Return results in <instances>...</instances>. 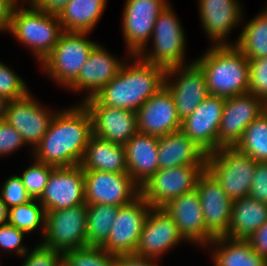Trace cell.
Returning <instances> with one entry per match:
<instances>
[{
	"label": "cell",
	"mask_w": 267,
	"mask_h": 266,
	"mask_svg": "<svg viewBox=\"0 0 267 266\" xmlns=\"http://www.w3.org/2000/svg\"><path fill=\"white\" fill-rule=\"evenodd\" d=\"M92 135L91 114L83 103L57 111L33 150L34 158L55 168L80 165Z\"/></svg>",
	"instance_id": "cell-1"
},
{
	"label": "cell",
	"mask_w": 267,
	"mask_h": 266,
	"mask_svg": "<svg viewBox=\"0 0 267 266\" xmlns=\"http://www.w3.org/2000/svg\"><path fill=\"white\" fill-rule=\"evenodd\" d=\"M131 65L123 61L118 74L95 96L101 105L136 112L151 96L164 86L166 70L130 55Z\"/></svg>",
	"instance_id": "cell-2"
},
{
	"label": "cell",
	"mask_w": 267,
	"mask_h": 266,
	"mask_svg": "<svg viewBox=\"0 0 267 266\" xmlns=\"http://www.w3.org/2000/svg\"><path fill=\"white\" fill-rule=\"evenodd\" d=\"M203 71L209 95L225 98L249 93V63L233 44L213 45L194 61Z\"/></svg>",
	"instance_id": "cell-3"
},
{
	"label": "cell",
	"mask_w": 267,
	"mask_h": 266,
	"mask_svg": "<svg viewBox=\"0 0 267 266\" xmlns=\"http://www.w3.org/2000/svg\"><path fill=\"white\" fill-rule=\"evenodd\" d=\"M14 7L9 32L21 43L30 47L42 63L58 43L64 32L57 15L41 10Z\"/></svg>",
	"instance_id": "cell-4"
},
{
	"label": "cell",
	"mask_w": 267,
	"mask_h": 266,
	"mask_svg": "<svg viewBox=\"0 0 267 266\" xmlns=\"http://www.w3.org/2000/svg\"><path fill=\"white\" fill-rule=\"evenodd\" d=\"M256 163L235 147H221L207 154L206 169L234 201L249 195Z\"/></svg>",
	"instance_id": "cell-5"
},
{
	"label": "cell",
	"mask_w": 267,
	"mask_h": 266,
	"mask_svg": "<svg viewBox=\"0 0 267 266\" xmlns=\"http://www.w3.org/2000/svg\"><path fill=\"white\" fill-rule=\"evenodd\" d=\"M87 34L89 32L64 31L51 53L41 63L48 76L66 88L76 80L82 66L97 45L86 37Z\"/></svg>",
	"instance_id": "cell-6"
},
{
	"label": "cell",
	"mask_w": 267,
	"mask_h": 266,
	"mask_svg": "<svg viewBox=\"0 0 267 266\" xmlns=\"http://www.w3.org/2000/svg\"><path fill=\"white\" fill-rule=\"evenodd\" d=\"M151 38L152 51L137 54L142 60L165 70L185 65V34L170 4L157 17Z\"/></svg>",
	"instance_id": "cell-7"
},
{
	"label": "cell",
	"mask_w": 267,
	"mask_h": 266,
	"mask_svg": "<svg viewBox=\"0 0 267 266\" xmlns=\"http://www.w3.org/2000/svg\"><path fill=\"white\" fill-rule=\"evenodd\" d=\"M87 204L46 211L41 245L61 254L87 246Z\"/></svg>",
	"instance_id": "cell-8"
},
{
	"label": "cell",
	"mask_w": 267,
	"mask_h": 266,
	"mask_svg": "<svg viewBox=\"0 0 267 266\" xmlns=\"http://www.w3.org/2000/svg\"><path fill=\"white\" fill-rule=\"evenodd\" d=\"M206 165H184L158 169L140 187V195L154 208H162L170 200L196 188V182Z\"/></svg>",
	"instance_id": "cell-9"
},
{
	"label": "cell",
	"mask_w": 267,
	"mask_h": 266,
	"mask_svg": "<svg viewBox=\"0 0 267 266\" xmlns=\"http://www.w3.org/2000/svg\"><path fill=\"white\" fill-rule=\"evenodd\" d=\"M168 5L167 0H126L122 29L130 55L147 52L157 17Z\"/></svg>",
	"instance_id": "cell-10"
},
{
	"label": "cell",
	"mask_w": 267,
	"mask_h": 266,
	"mask_svg": "<svg viewBox=\"0 0 267 266\" xmlns=\"http://www.w3.org/2000/svg\"><path fill=\"white\" fill-rule=\"evenodd\" d=\"M151 208L141 195L129 204L119 206L109 236L101 248L114 255L135 253Z\"/></svg>",
	"instance_id": "cell-11"
},
{
	"label": "cell",
	"mask_w": 267,
	"mask_h": 266,
	"mask_svg": "<svg viewBox=\"0 0 267 266\" xmlns=\"http://www.w3.org/2000/svg\"><path fill=\"white\" fill-rule=\"evenodd\" d=\"M85 203L123 206L140 195L128 173L84 170Z\"/></svg>",
	"instance_id": "cell-12"
},
{
	"label": "cell",
	"mask_w": 267,
	"mask_h": 266,
	"mask_svg": "<svg viewBox=\"0 0 267 266\" xmlns=\"http://www.w3.org/2000/svg\"><path fill=\"white\" fill-rule=\"evenodd\" d=\"M267 111V104L251 93L225 99L218 130V149L234 147L246 127Z\"/></svg>",
	"instance_id": "cell-13"
},
{
	"label": "cell",
	"mask_w": 267,
	"mask_h": 266,
	"mask_svg": "<svg viewBox=\"0 0 267 266\" xmlns=\"http://www.w3.org/2000/svg\"><path fill=\"white\" fill-rule=\"evenodd\" d=\"M190 63L167 69L165 74L164 85L174 99L177 115L181 121L190 116L209 96L203 71L195 62ZM176 75H178L177 81H170V78Z\"/></svg>",
	"instance_id": "cell-14"
},
{
	"label": "cell",
	"mask_w": 267,
	"mask_h": 266,
	"mask_svg": "<svg viewBox=\"0 0 267 266\" xmlns=\"http://www.w3.org/2000/svg\"><path fill=\"white\" fill-rule=\"evenodd\" d=\"M46 211L85 204L84 170L80 165L54 168L39 199Z\"/></svg>",
	"instance_id": "cell-15"
},
{
	"label": "cell",
	"mask_w": 267,
	"mask_h": 266,
	"mask_svg": "<svg viewBox=\"0 0 267 266\" xmlns=\"http://www.w3.org/2000/svg\"><path fill=\"white\" fill-rule=\"evenodd\" d=\"M195 189L199 195L206 230L214 238L227 236L233 201L207 169L198 177Z\"/></svg>",
	"instance_id": "cell-16"
},
{
	"label": "cell",
	"mask_w": 267,
	"mask_h": 266,
	"mask_svg": "<svg viewBox=\"0 0 267 266\" xmlns=\"http://www.w3.org/2000/svg\"><path fill=\"white\" fill-rule=\"evenodd\" d=\"M82 103L91 114L94 136L125 145L138 132L136 112L103 106L94 97Z\"/></svg>",
	"instance_id": "cell-17"
},
{
	"label": "cell",
	"mask_w": 267,
	"mask_h": 266,
	"mask_svg": "<svg viewBox=\"0 0 267 266\" xmlns=\"http://www.w3.org/2000/svg\"><path fill=\"white\" fill-rule=\"evenodd\" d=\"M225 99L209 95L190 116L181 121V130L207 154L218 150V130Z\"/></svg>",
	"instance_id": "cell-18"
},
{
	"label": "cell",
	"mask_w": 267,
	"mask_h": 266,
	"mask_svg": "<svg viewBox=\"0 0 267 266\" xmlns=\"http://www.w3.org/2000/svg\"><path fill=\"white\" fill-rule=\"evenodd\" d=\"M53 116L54 113L37 103L30 93L24 98L9 101L4 121L18 131L25 144H30L34 150L47 132Z\"/></svg>",
	"instance_id": "cell-19"
},
{
	"label": "cell",
	"mask_w": 267,
	"mask_h": 266,
	"mask_svg": "<svg viewBox=\"0 0 267 266\" xmlns=\"http://www.w3.org/2000/svg\"><path fill=\"white\" fill-rule=\"evenodd\" d=\"M139 133L162 137L181 129L174 99L164 85L137 111Z\"/></svg>",
	"instance_id": "cell-20"
},
{
	"label": "cell",
	"mask_w": 267,
	"mask_h": 266,
	"mask_svg": "<svg viewBox=\"0 0 267 266\" xmlns=\"http://www.w3.org/2000/svg\"><path fill=\"white\" fill-rule=\"evenodd\" d=\"M182 240L173 218L164 209L152 207L141 230L135 254L158 259Z\"/></svg>",
	"instance_id": "cell-21"
},
{
	"label": "cell",
	"mask_w": 267,
	"mask_h": 266,
	"mask_svg": "<svg viewBox=\"0 0 267 266\" xmlns=\"http://www.w3.org/2000/svg\"><path fill=\"white\" fill-rule=\"evenodd\" d=\"M162 209L173 218L184 240L200 244L202 247L214 240V237L206 230L196 189L170 200Z\"/></svg>",
	"instance_id": "cell-22"
},
{
	"label": "cell",
	"mask_w": 267,
	"mask_h": 266,
	"mask_svg": "<svg viewBox=\"0 0 267 266\" xmlns=\"http://www.w3.org/2000/svg\"><path fill=\"white\" fill-rule=\"evenodd\" d=\"M199 14L212 45H231L226 38L233 27L242 20L238 0H198Z\"/></svg>",
	"instance_id": "cell-23"
},
{
	"label": "cell",
	"mask_w": 267,
	"mask_h": 266,
	"mask_svg": "<svg viewBox=\"0 0 267 266\" xmlns=\"http://www.w3.org/2000/svg\"><path fill=\"white\" fill-rule=\"evenodd\" d=\"M124 63L96 45L82 66L76 80L68 87L71 90L89 91L85 99L95 96L119 72Z\"/></svg>",
	"instance_id": "cell-24"
},
{
	"label": "cell",
	"mask_w": 267,
	"mask_h": 266,
	"mask_svg": "<svg viewBox=\"0 0 267 266\" xmlns=\"http://www.w3.org/2000/svg\"><path fill=\"white\" fill-rule=\"evenodd\" d=\"M158 138L137 132L124 145L128 174L139 187L159 169Z\"/></svg>",
	"instance_id": "cell-25"
},
{
	"label": "cell",
	"mask_w": 267,
	"mask_h": 266,
	"mask_svg": "<svg viewBox=\"0 0 267 266\" xmlns=\"http://www.w3.org/2000/svg\"><path fill=\"white\" fill-rule=\"evenodd\" d=\"M207 153L180 129L158 138L159 169L206 165Z\"/></svg>",
	"instance_id": "cell-26"
},
{
	"label": "cell",
	"mask_w": 267,
	"mask_h": 266,
	"mask_svg": "<svg viewBox=\"0 0 267 266\" xmlns=\"http://www.w3.org/2000/svg\"><path fill=\"white\" fill-rule=\"evenodd\" d=\"M80 166L83 170L128 173L125 146L92 135Z\"/></svg>",
	"instance_id": "cell-27"
},
{
	"label": "cell",
	"mask_w": 267,
	"mask_h": 266,
	"mask_svg": "<svg viewBox=\"0 0 267 266\" xmlns=\"http://www.w3.org/2000/svg\"><path fill=\"white\" fill-rule=\"evenodd\" d=\"M267 221V204L249 196L234 200L227 237L248 239Z\"/></svg>",
	"instance_id": "cell-28"
},
{
	"label": "cell",
	"mask_w": 267,
	"mask_h": 266,
	"mask_svg": "<svg viewBox=\"0 0 267 266\" xmlns=\"http://www.w3.org/2000/svg\"><path fill=\"white\" fill-rule=\"evenodd\" d=\"M209 244L215 246L212 255L215 266H267V260L251 248L247 239L222 236Z\"/></svg>",
	"instance_id": "cell-29"
},
{
	"label": "cell",
	"mask_w": 267,
	"mask_h": 266,
	"mask_svg": "<svg viewBox=\"0 0 267 266\" xmlns=\"http://www.w3.org/2000/svg\"><path fill=\"white\" fill-rule=\"evenodd\" d=\"M107 0H70L58 15L65 32H91L106 8Z\"/></svg>",
	"instance_id": "cell-30"
},
{
	"label": "cell",
	"mask_w": 267,
	"mask_h": 266,
	"mask_svg": "<svg viewBox=\"0 0 267 266\" xmlns=\"http://www.w3.org/2000/svg\"><path fill=\"white\" fill-rule=\"evenodd\" d=\"M234 44L247 59L267 57V16L261 12L245 24Z\"/></svg>",
	"instance_id": "cell-31"
},
{
	"label": "cell",
	"mask_w": 267,
	"mask_h": 266,
	"mask_svg": "<svg viewBox=\"0 0 267 266\" xmlns=\"http://www.w3.org/2000/svg\"><path fill=\"white\" fill-rule=\"evenodd\" d=\"M119 207L87 204V246H102L111 231Z\"/></svg>",
	"instance_id": "cell-32"
},
{
	"label": "cell",
	"mask_w": 267,
	"mask_h": 266,
	"mask_svg": "<svg viewBox=\"0 0 267 266\" xmlns=\"http://www.w3.org/2000/svg\"><path fill=\"white\" fill-rule=\"evenodd\" d=\"M234 147L257 162H267V111L246 127Z\"/></svg>",
	"instance_id": "cell-33"
},
{
	"label": "cell",
	"mask_w": 267,
	"mask_h": 266,
	"mask_svg": "<svg viewBox=\"0 0 267 266\" xmlns=\"http://www.w3.org/2000/svg\"><path fill=\"white\" fill-rule=\"evenodd\" d=\"M36 199L8 209V224L26 233L43 229L45 232L46 210Z\"/></svg>",
	"instance_id": "cell-34"
},
{
	"label": "cell",
	"mask_w": 267,
	"mask_h": 266,
	"mask_svg": "<svg viewBox=\"0 0 267 266\" xmlns=\"http://www.w3.org/2000/svg\"><path fill=\"white\" fill-rule=\"evenodd\" d=\"M67 266H115V255L100 246H85L62 254Z\"/></svg>",
	"instance_id": "cell-35"
},
{
	"label": "cell",
	"mask_w": 267,
	"mask_h": 266,
	"mask_svg": "<svg viewBox=\"0 0 267 266\" xmlns=\"http://www.w3.org/2000/svg\"><path fill=\"white\" fill-rule=\"evenodd\" d=\"M34 160L35 163L24 170L20 177L29 196L32 199L39 200L47 185L48 177L55 167L36 159Z\"/></svg>",
	"instance_id": "cell-36"
},
{
	"label": "cell",
	"mask_w": 267,
	"mask_h": 266,
	"mask_svg": "<svg viewBox=\"0 0 267 266\" xmlns=\"http://www.w3.org/2000/svg\"><path fill=\"white\" fill-rule=\"evenodd\" d=\"M29 94L23 79L0 61V95L8 100L24 98Z\"/></svg>",
	"instance_id": "cell-37"
},
{
	"label": "cell",
	"mask_w": 267,
	"mask_h": 266,
	"mask_svg": "<svg viewBox=\"0 0 267 266\" xmlns=\"http://www.w3.org/2000/svg\"><path fill=\"white\" fill-rule=\"evenodd\" d=\"M249 93L267 104V57L248 59Z\"/></svg>",
	"instance_id": "cell-38"
},
{
	"label": "cell",
	"mask_w": 267,
	"mask_h": 266,
	"mask_svg": "<svg viewBox=\"0 0 267 266\" xmlns=\"http://www.w3.org/2000/svg\"><path fill=\"white\" fill-rule=\"evenodd\" d=\"M0 194L8 209L32 200L27 193L26 187L23 185L21 177L17 175L8 178L4 182Z\"/></svg>",
	"instance_id": "cell-39"
},
{
	"label": "cell",
	"mask_w": 267,
	"mask_h": 266,
	"mask_svg": "<svg viewBox=\"0 0 267 266\" xmlns=\"http://www.w3.org/2000/svg\"><path fill=\"white\" fill-rule=\"evenodd\" d=\"M25 261L22 266H58L62 261V254L56 250L39 244L22 256Z\"/></svg>",
	"instance_id": "cell-40"
},
{
	"label": "cell",
	"mask_w": 267,
	"mask_h": 266,
	"mask_svg": "<svg viewBox=\"0 0 267 266\" xmlns=\"http://www.w3.org/2000/svg\"><path fill=\"white\" fill-rule=\"evenodd\" d=\"M25 234H27L25 231L9 224L0 226V248L9 251V253L15 251L22 257L28 252L25 245L22 244Z\"/></svg>",
	"instance_id": "cell-41"
},
{
	"label": "cell",
	"mask_w": 267,
	"mask_h": 266,
	"mask_svg": "<svg viewBox=\"0 0 267 266\" xmlns=\"http://www.w3.org/2000/svg\"><path fill=\"white\" fill-rule=\"evenodd\" d=\"M23 145L21 134L6 121H0V156L9 155Z\"/></svg>",
	"instance_id": "cell-42"
},
{
	"label": "cell",
	"mask_w": 267,
	"mask_h": 266,
	"mask_svg": "<svg viewBox=\"0 0 267 266\" xmlns=\"http://www.w3.org/2000/svg\"><path fill=\"white\" fill-rule=\"evenodd\" d=\"M249 197L267 204V162H257Z\"/></svg>",
	"instance_id": "cell-43"
},
{
	"label": "cell",
	"mask_w": 267,
	"mask_h": 266,
	"mask_svg": "<svg viewBox=\"0 0 267 266\" xmlns=\"http://www.w3.org/2000/svg\"><path fill=\"white\" fill-rule=\"evenodd\" d=\"M251 248L267 260V221L248 239Z\"/></svg>",
	"instance_id": "cell-44"
},
{
	"label": "cell",
	"mask_w": 267,
	"mask_h": 266,
	"mask_svg": "<svg viewBox=\"0 0 267 266\" xmlns=\"http://www.w3.org/2000/svg\"><path fill=\"white\" fill-rule=\"evenodd\" d=\"M156 259L142 257L135 253L115 255V266H158Z\"/></svg>",
	"instance_id": "cell-45"
},
{
	"label": "cell",
	"mask_w": 267,
	"mask_h": 266,
	"mask_svg": "<svg viewBox=\"0 0 267 266\" xmlns=\"http://www.w3.org/2000/svg\"><path fill=\"white\" fill-rule=\"evenodd\" d=\"M13 0H0V31H8L12 12L14 9Z\"/></svg>",
	"instance_id": "cell-46"
},
{
	"label": "cell",
	"mask_w": 267,
	"mask_h": 266,
	"mask_svg": "<svg viewBox=\"0 0 267 266\" xmlns=\"http://www.w3.org/2000/svg\"><path fill=\"white\" fill-rule=\"evenodd\" d=\"M70 0H44L43 5L38 9L51 15H59Z\"/></svg>",
	"instance_id": "cell-47"
},
{
	"label": "cell",
	"mask_w": 267,
	"mask_h": 266,
	"mask_svg": "<svg viewBox=\"0 0 267 266\" xmlns=\"http://www.w3.org/2000/svg\"><path fill=\"white\" fill-rule=\"evenodd\" d=\"M8 224V207L0 197V226Z\"/></svg>",
	"instance_id": "cell-48"
},
{
	"label": "cell",
	"mask_w": 267,
	"mask_h": 266,
	"mask_svg": "<svg viewBox=\"0 0 267 266\" xmlns=\"http://www.w3.org/2000/svg\"><path fill=\"white\" fill-rule=\"evenodd\" d=\"M9 101L10 100H8L6 97L0 95V121L5 119L6 109Z\"/></svg>",
	"instance_id": "cell-49"
},
{
	"label": "cell",
	"mask_w": 267,
	"mask_h": 266,
	"mask_svg": "<svg viewBox=\"0 0 267 266\" xmlns=\"http://www.w3.org/2000/svg\"><path fill=\"white\" fill-rule=\"evenodd\" d=\"M28 1V0H27ZM14 6L17 7L18 5V0H13ZM44 0H29L28 3L30 4L29 8L26 9H39L43 5Z\"/></svg>",
	"instance_id": "cell-50"
},
{
	"label": "cell",
	"mask_w": 267,
	"mask_h": 266,
	"mask_svg": "<svg viewBox=\"0 0 267 266\" xmlns=\"http://www.w3.org/2000/svg\"><path fill=\"white\" fill-rule=\"evenodd\" d=\"M58 266H67V264L62 260Z\"/></svg>",
	"instance_id": "cell-51"
},
{
	"label": "cell",
	"mask_w": 267,
	"mask_h": 266,
	"mask_svg": "<svg viewBox=\"0 0 267 266\" xmlns=\"http://www.w3.org/2000/svg\"><path fill=\"white\" fill-rule=\"evenodd\" d=\"M262 12L267 16V8Z\"/></svg>",
	"instance_id": "cell-52"
}]
</instances>
